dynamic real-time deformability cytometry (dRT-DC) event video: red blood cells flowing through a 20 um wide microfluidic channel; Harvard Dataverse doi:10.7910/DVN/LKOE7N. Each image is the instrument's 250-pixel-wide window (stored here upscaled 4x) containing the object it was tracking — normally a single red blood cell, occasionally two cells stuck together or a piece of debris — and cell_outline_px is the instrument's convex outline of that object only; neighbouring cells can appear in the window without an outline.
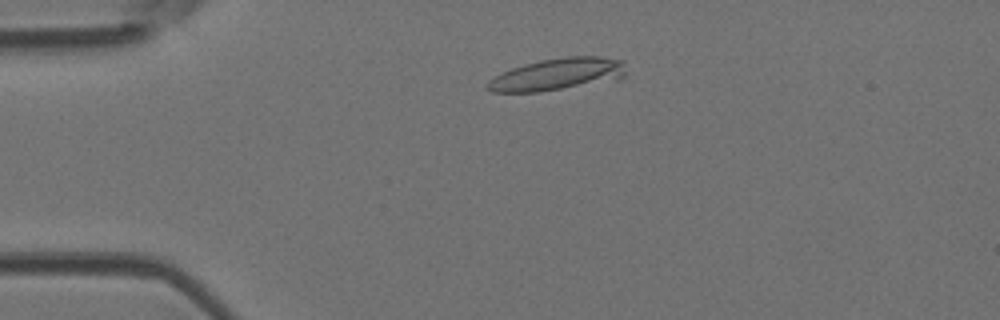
{"species": "Egyptian fruit bat (a non-hibernating species)", "species_latin": "Rousettus aegyptiacus", "temperature_condition": "room temperature", "stored_images_in_passage": 2, "camera_frame_rate_fps": 3000, "um_per_image_px": 0.085, "animal": {"sex": "female"}, "frame": {"image": 1, "passage_image": 1, "time_ms": 0.0, "image_size_px": [1000, 320], "cell_outline_px": [[624, 76], [620, 80], [540, 92], [492, 92], [488, 88], [488, 80], [512, 68], [524, 64], [540, 60], [564, 56], [600, 56], [624, 60]], "centroid_in_image_um": [47.45, 6.31], "position_along_channel_um": 37.5, "area_um2": 26.07}}